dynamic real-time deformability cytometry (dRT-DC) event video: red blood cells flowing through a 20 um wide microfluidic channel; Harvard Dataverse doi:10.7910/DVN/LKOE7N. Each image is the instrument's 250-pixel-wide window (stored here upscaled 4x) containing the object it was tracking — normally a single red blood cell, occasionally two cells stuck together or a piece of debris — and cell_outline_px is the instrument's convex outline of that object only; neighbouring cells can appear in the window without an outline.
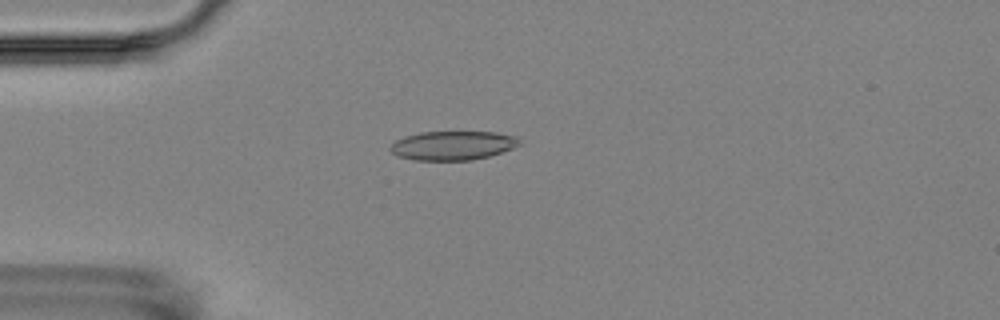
{"species": "Egyptian fruit bat (a non-hibernating species)", "species_latin": "Rousettus aegyptiacus", "temperature_condition": "room temperature", "stored_images_in_passage": 4, "camera_frame_rate_fps": 3000, "um_per_image_px": 0.085, "animal": {"sex": "female"}, "frame": {"image": 1, "passage_image": 4, "time_ms": 4.333, "image_size_px": [1000, 320], "cell_outline_px": [[520, 144], [512, 148], [488, 156], [472, 160], [416, 160], [396, 156], [388, 148], [396, 140], [404, 136], [420, 132], [496, 132], [516, 136], [520, 140]], "centroid_in_image_um": [38.46, 12.36], "position_along_channel_um": 46.5, "area_um2": 21.79}}